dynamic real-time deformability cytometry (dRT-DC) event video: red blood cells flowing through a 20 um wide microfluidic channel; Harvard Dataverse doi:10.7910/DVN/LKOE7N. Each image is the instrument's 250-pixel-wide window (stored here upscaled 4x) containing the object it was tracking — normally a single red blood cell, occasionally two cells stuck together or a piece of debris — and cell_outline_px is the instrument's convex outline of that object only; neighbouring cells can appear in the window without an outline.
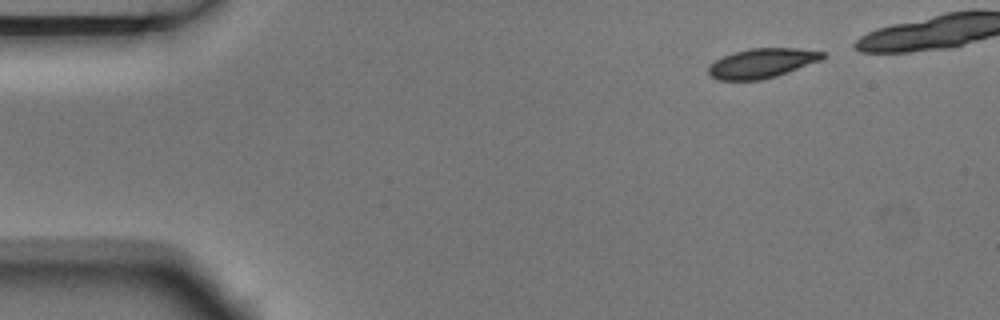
{"species": "Egyptian fruit bat (a non-hibernating species)", "species_latin": "Rousettus aegyptiacus", "temperature_condition": "room temperature", "stored_images_in_passage": 6, "camera_frame_rate_fps": 3000, "um_per_image_px": 0.085, "animal": {"sex": "male"}, "frame": {"image": 1, "passage_image": 1, "time_ms": 0.0, "image_size_px": [1000, 320], "cell_outline_px": [[824, 56], [820, 60], [788, 72], [776, 76], [760, 80], [716, 80], [708, 72], [708, 64], [724, 56], [748, 48], [796, 48], [824, 52]], "centroid_in_image_um": [64.72, 5.37], "position_along_channel_um": 20.3, "area_um2": 19.48}}
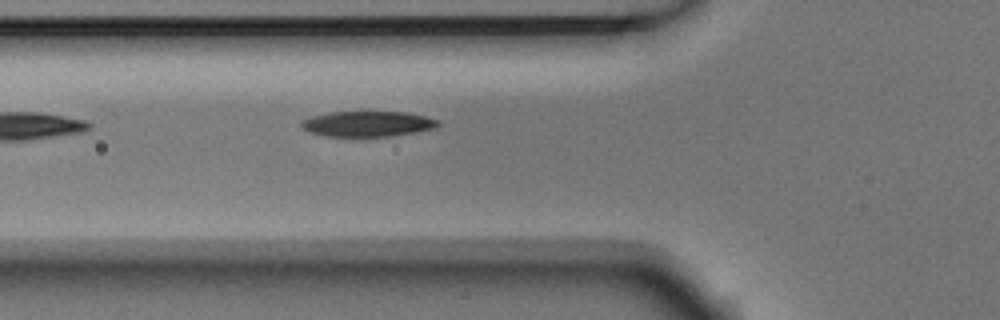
{"frame": {"image": 2, "passage_image": 6, "time_ms": 1.667, "image_size_px": [1000, 320], "cell_outline_px": [[440, 124], [436, 128], [416, 132], [388, 136], [324, 136], [308, 132], [300, 128], [300, 120], [312, 116], [332, 112], [408, 112], [440, 120]], "centroid_in_image_um": [31.22, 10.53], "position_along_channel_um": 94.6, "area_um2": 20.4}}